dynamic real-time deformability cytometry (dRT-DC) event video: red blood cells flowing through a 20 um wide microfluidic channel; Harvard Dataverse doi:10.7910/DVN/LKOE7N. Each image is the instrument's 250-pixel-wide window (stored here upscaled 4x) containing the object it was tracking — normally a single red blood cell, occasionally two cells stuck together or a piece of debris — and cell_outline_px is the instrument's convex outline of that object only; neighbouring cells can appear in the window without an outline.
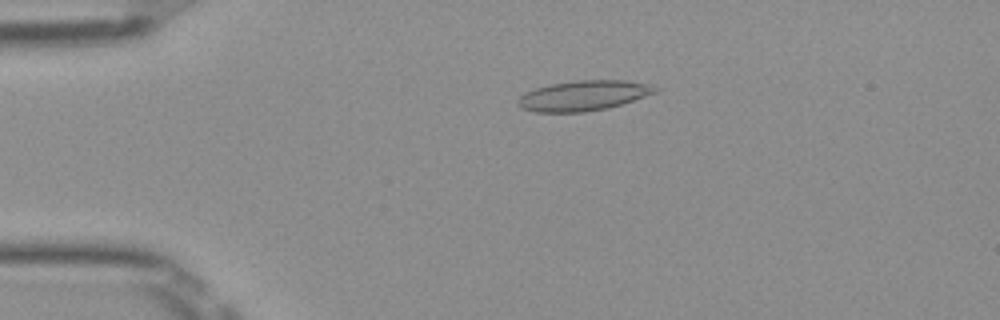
{"species": "Egyptian fruit bat (a non-hibernating species)", "species_latin": "Rousettus aegyptiacus", "temperature_condition": "room temperature", "stored_images_in_passage": 51, "camera_frame_rate_fps": 3000, "um_per_image_px": 0.085, "frame": {"image": 1, "passage_image": 11, "time_ms": 3.333, "image_size_px": [1000, 320], "cell_outline_px": [[660, 88], [656, 92], [608, 108], [584, 112], [532, 112], [520, 108], [516, 104], [516, 100], [520, 96], [536, 88], [548, 84], [576, 80], [624, 80], [652, 84]], "centroid_in_image_um": [49.56, 8.12], "position_along_channel_um": 35.4, "area_um2": 24.22}}
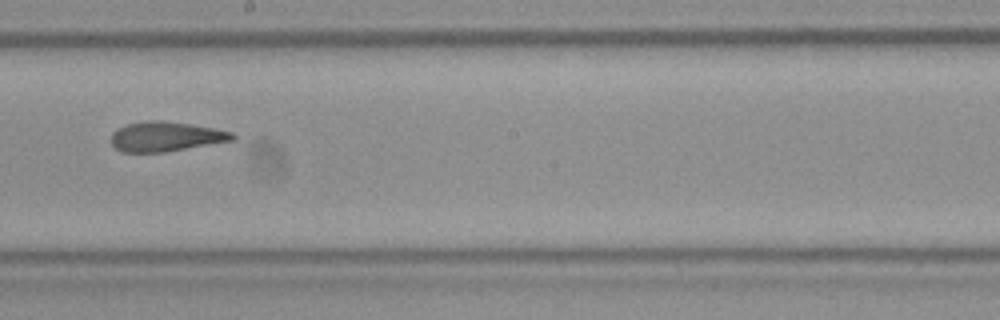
{"frame": {"image": 2, "passage_image": 29, "time_ms": 9.333, "image_size_px": [1000, 320], "cell_outline_px": [[236, 140], [164, 152], [120, 152], [112, 144], [112, 132], [116, 128], [128, 124], [148, 120], [160, 120], [216, 128], [232, 132], [236, 136]], "centroid_in_image_um": [14.11, 11.61], "position_along_channel_um": 234.1, "area_um2": 21.04}}
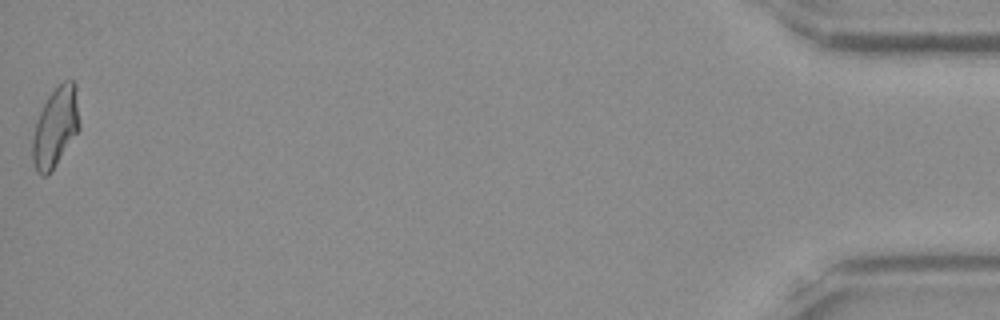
{"frame": {"image": 3, "passage_image": 51, "time_ms": 16.667, "image_size_px": [1000, 320], "cell_outline_px": [[80, 128], [48, 176], [40, 176], [36, 172], [32, 160], [32, 140], [36, 120], [48, 96], [64, 80], [72, 80], [76, 84], [80, 124]], "centroid_in_image_um": [4.71, 10.83], "position_along_channel_um": 430.5, "area_um2": 21.85}, "authors_computed_cell_mechanics": {"area_um2": 21.964, "velocity_mm_per_s": 3.9763, "shape_relaxation_time_tau1_ms": null, "shape_relaxation_time_tau2_ms": 2.2305, "deformation_change_tau1": null, "deformation_change_tau2": 0.088}}